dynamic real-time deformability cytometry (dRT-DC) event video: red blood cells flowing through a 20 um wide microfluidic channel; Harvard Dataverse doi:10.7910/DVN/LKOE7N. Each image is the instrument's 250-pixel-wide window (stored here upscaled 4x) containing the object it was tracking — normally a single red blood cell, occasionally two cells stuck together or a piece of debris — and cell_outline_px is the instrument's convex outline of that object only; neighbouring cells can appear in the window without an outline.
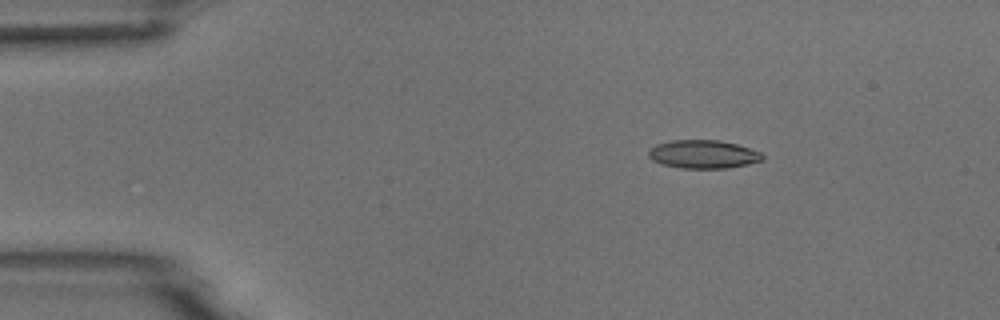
{"species": "common noctule bat (a hibernating species)", "species_latin": "Nyctalus noctula", "temperature_condition": "room temperature", "stored_images_in_passage": 4, "segment_of_instrument_passage": [1, 2], "camera_frame_rate_fps": 3000, "um_per_image_px": 0.085, "animal": {"sex": "male", "body_mass_g": 18.8}, "frame": {"image": 1, "passage_image": 1, "time_ms": 0.0, "image_size_px": [1000, 320], "cell_outline_px": [[764, 160], [748, 164], [728, 168], [680, 168], [664, 164], [652, 160], [648, 156], [648, 152], [656, 144], [672, 140], [720, 140], [736, 144], [760, 152], [764, 156]], "centroid_in_image_um": [59.79, 13.11], "position_along_channel_um": 25.2, "area_um2": 18.73}}